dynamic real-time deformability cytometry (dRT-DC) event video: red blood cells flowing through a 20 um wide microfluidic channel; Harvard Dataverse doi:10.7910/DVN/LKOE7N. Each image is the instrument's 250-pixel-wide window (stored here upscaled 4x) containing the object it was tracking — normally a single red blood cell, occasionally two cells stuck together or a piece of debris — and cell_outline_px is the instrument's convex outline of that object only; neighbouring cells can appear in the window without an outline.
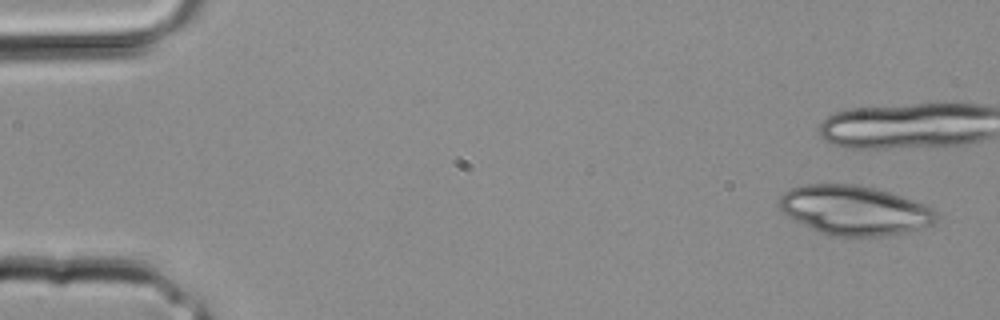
{"species": "common noctule bat (a hibernating species)", "species_latin": "Nyctalus noctula", "temperature_condition": "room temperature", "stored_images_in_passage": 14, "camera_frame_rate_fps": 3000, "um_per_image_px": 0.085, "animal": {"sex": "male", "body_mass_g": 20.4}, "frame": {"image": 1, "passage_image": 1, "time_ms": 0.0, "image_size_px": [1000, 320], "cell_outline_px": [[940, 220], [932, 224], [904, 232], [876, 236], [828, 236], [788, 216], [776, 204], [780, 196], [784, 192], [792, 188], [804, 184], [852, 184], [876, 188], [924, 204], [932, 208], [940, 216]], "centroid_in_image_um": [72.62, 17.86], "position_along_channel_um": 12.4, "area_um2": 44.97}}